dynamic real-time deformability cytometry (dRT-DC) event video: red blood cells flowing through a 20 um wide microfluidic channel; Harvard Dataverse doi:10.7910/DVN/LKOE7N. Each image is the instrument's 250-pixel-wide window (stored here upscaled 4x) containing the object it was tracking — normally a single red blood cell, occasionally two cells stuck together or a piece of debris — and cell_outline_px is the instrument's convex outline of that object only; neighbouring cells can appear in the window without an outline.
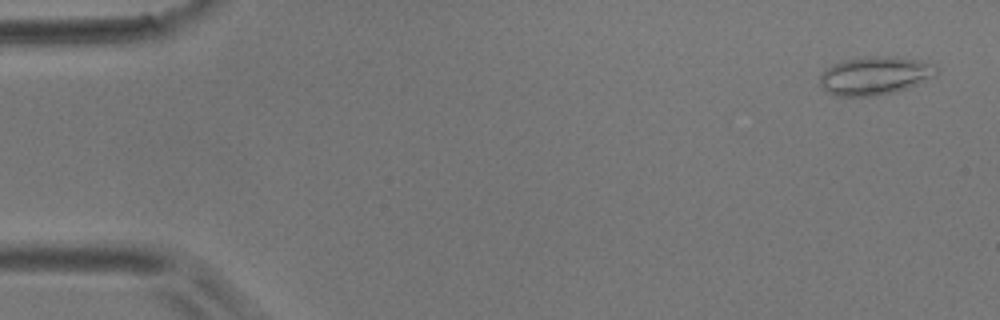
{"species": "common noctule bat (a hibernating species)", "species_latin": "Nyctalus noctula", "temperature_condition": "room temperature", "stored_images_in_passage": 57, "camera_frame_rate_fps": 3000, "um_per_image_px": 0.085, "animal": {"sex": "male", "body_mass_g": 17.9}, "frame": {"image": 1, "passage_image": 3, "time_ms": 0.667, "image_size_px": [1000, 320], "cell_outline_px": [[940, 68], [936, 72], [916, 84], [892, 92], [872, 96], [840, 96], [828, 92], [820, 84], [820, 76], [832, 64], [844, 60], [868, 56], [896, 56], [920, 60], [932, 64]], "centroid_in_image_um": [74.34, 6.41], "position_along_channel_um": 10.7, "area_um2": 25.49}}
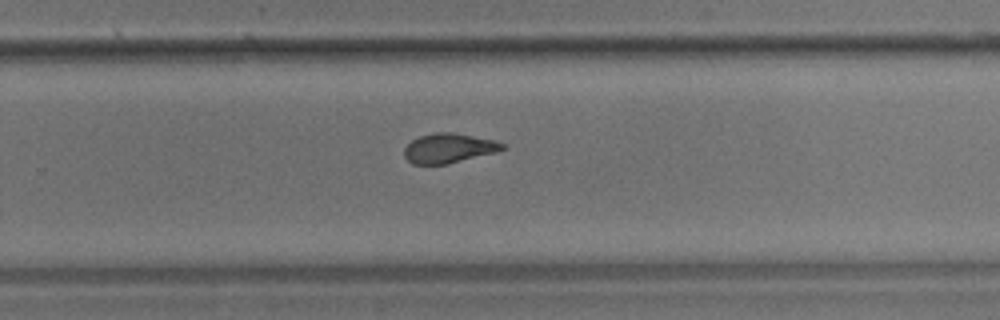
{"frame": {"image": 2, "passage_image": 37, "time_ms": 12.0, "image_size_px": [1000, 320], "cell_outline_px": [[508, 148], [496, 152], [448, 164], [412, 164], [404, 156], [404, 148], [412, 140], [420, 136], [436, 132], [452, 132], [492, 140], [504, 144]], "centroid_in_image_um": [38.14, 12.6], "position_along_channel_um": 291.7, "area_um2": 16.82}}
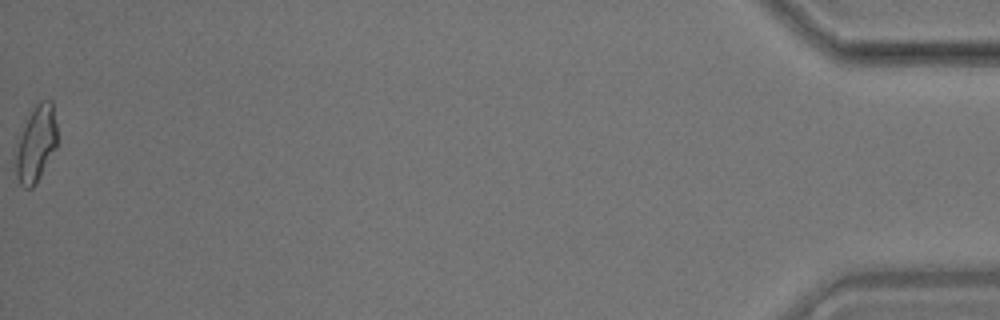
{"frame": {"image": 3, "passage_image": 57, "time_ms": 18.667, "image_size_px": [1000, 320], "cell_outline_px": [[56, 148], [36, 184], [32, 188], [24, 188], [20, 184], [16, 176], [16, 140], [32, 108], [40, 100], [52, 100], [56, 124]], "centroid_in_image_um": [3.05, 12.22], "position_along_channel_um": 432.2, "area_um2": 18.55}, "authors_computed_cell_mechanics": {"area_um2": 17.8024, "velocity_mm_per_s": 3.5686, "shape_relaxation_time_tau1_ms": null, "shape_relaxation_time_tau2_ms": 2.0351, "deformation_change_tau1": null, "deformation_change_tau2": 0.0907}}